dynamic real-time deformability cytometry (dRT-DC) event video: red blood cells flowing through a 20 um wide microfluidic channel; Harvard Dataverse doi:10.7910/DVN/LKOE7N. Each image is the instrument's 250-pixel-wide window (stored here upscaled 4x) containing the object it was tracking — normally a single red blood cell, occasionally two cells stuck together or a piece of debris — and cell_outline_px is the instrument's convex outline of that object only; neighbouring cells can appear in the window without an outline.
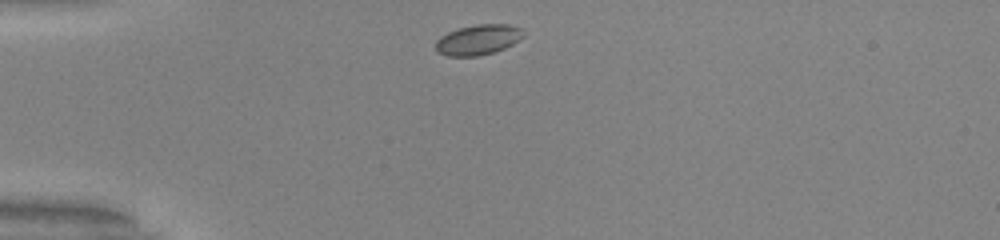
{"species": "common noctule bat (a hibernating species)", "species_latin": "Nyctalus noctula", "temperature_condition": "warm", "stored_images_in_passage": 39, "camera_frame_rate_fps": 3000, "um_per_image_px": 0.085, "animal": {"sex": "male", "body_mass_g": 20.0, "forearm_length_mm": 53.3}, "frame": {"image": 1, "passage_image": 1, "time_ms": 0.0, "image_size_px": [1000, 240], "cell_outline_px": [[524, 36], [520, 40], [504, 48], [492, 52], [476, 56], [448, 56], [436, 52], [436, 40], [440, 36], [448, 32], [460, 28], [476, 24], [508, 24], [520, 28]], "centroid_in_image_um": [40.62, 3.37], "position_along_channel_um": 44.4, "area_um2": 15.37}}
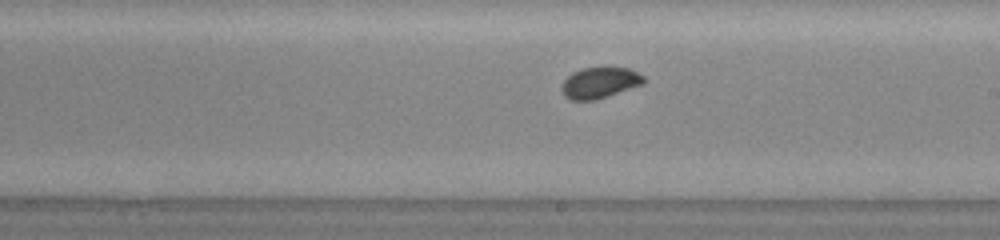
{"frame": {"image": 2, "passage_image": 18, "time_ms": 5.667, "image_size_px": [1000, 240], "cell_outline_px": [[644, 84], [596, 100], [572, 100], [564, 96], [560, 88], [564, 80], [572, 72], [584, 68], [604, 64], [608, 64], [628, 68], [644, 76]], "centroid_in_image_um": [50.98, 6.98], "position_along_channel_um": 238.0, "area_um2": 15.43}}
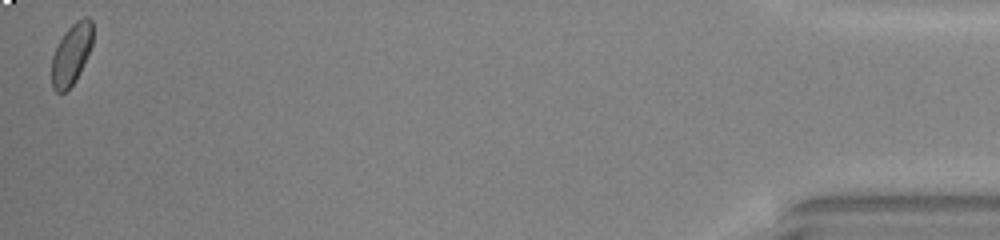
{"frame": {"image": 3, "passage_image": 39, "time_ms": 12.667, "image_size_px": [1000, 240], "cell_outline_px": [[92, 44], [80, 72], [76, 80], [64, 92], [56, 92], [52, 88], [52, 56], [64, 32], [76, 20], [88, 16], [92, 20]], "centroid_in_image_um": [6.07, 4.59], "position_along_channel_um": 429.1, "area_um2": 14.45}, "authors_computed_cell_mechanics": {"area_um2": 15.028, "velocity_mm_per_s": 3.9692, "shape_relaxation_time_tau1_ms": 2.9958, "shape_relaxation_time_tau2_ms": null, "deformation_change_tau1": 0.062, "deformation_change_tau2": null}}